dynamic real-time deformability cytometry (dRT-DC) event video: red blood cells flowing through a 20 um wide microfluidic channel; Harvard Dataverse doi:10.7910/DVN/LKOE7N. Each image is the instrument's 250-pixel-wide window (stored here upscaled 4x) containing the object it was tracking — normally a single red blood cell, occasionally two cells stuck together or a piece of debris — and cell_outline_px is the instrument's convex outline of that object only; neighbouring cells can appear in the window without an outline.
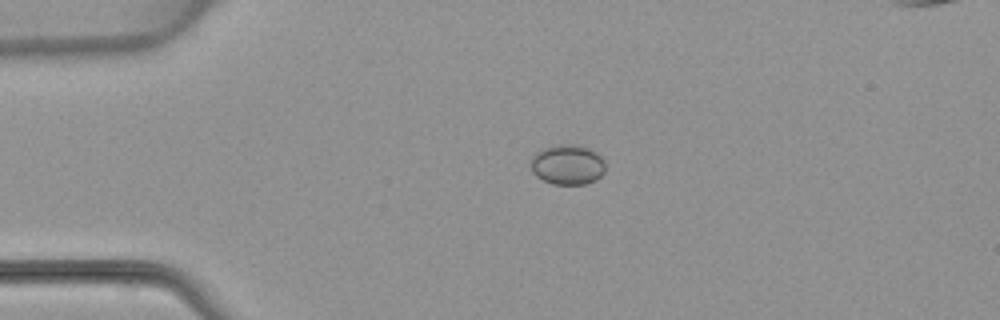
{"species": "common noctule bat (a hibernating species)", "species_latin": "Nyctalus noctula", "temperature_condition": "warm", "stored_images_in_passage": 2, "camera_frame_rate_fps": 3000, "um_per_image_px": 0.085, "animal": {"sex": "female", "body_mass_g": 22.7, "forearm_length_mm": 54.2}, "frame": {"image": 1, "passage_image": 1, "time_ms": 0.0, "image_size_px": [1000, 320], "cell_outline_px": [[604, 172], [596, 180], [584, 184], [552, 184], [536, 176], [532, 172], [532, 156], [540, 148], [556, 144], [572, 144], [588, 148], [596, 152], [604, 160]], "centroid_in_image_um": [48.23, 13.98], "position_along_channel_um": 36.8, "area_um2": 17.46}}